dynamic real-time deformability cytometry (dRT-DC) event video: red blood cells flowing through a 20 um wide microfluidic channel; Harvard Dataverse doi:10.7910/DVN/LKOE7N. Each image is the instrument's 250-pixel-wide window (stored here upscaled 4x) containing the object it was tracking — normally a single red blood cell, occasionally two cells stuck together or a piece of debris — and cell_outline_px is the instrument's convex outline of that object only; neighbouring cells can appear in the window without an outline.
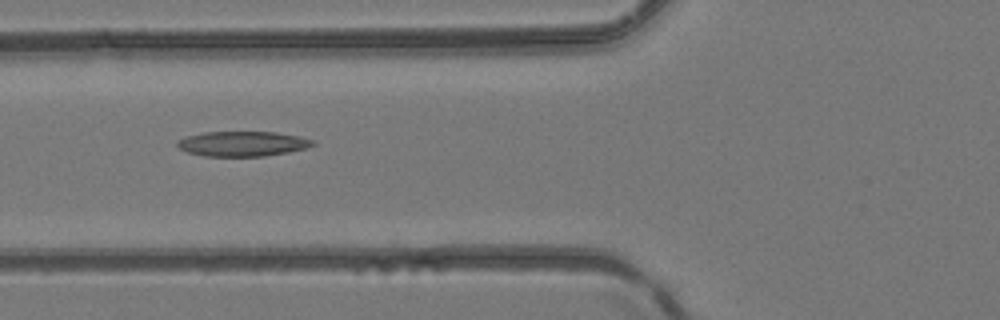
{"species": "common noctule bat (a hibernating species)", "species_latin": "Nyctalus noctula", "temperature_condition": "room temperature", "stored_images_in_passage": 4, "camera_frame_rate_fps": 3000, "um_per_image_px": 0.085, "animal": {"sex": "female", "body_mass_g": 24.6, "forearm_length_mm": 56.2}, "frame": {"image": 1, "passage_image": 3, "time_ms": 0.667, "image_size_px": [1000, 320], "cell_outline_px": [[316, 144], [304, 148], [288, 152], [264, 156], [204, 156], [188, 152], [180, 148], [176, 144], [176, 140], [184, 136], [204, 132], [276, 132], [300, 136], [312, 140]], "centroid_in_image_um": [20.58, 12.21], "position_along_channel_um": 105.2, "area_um2": 19.71}}
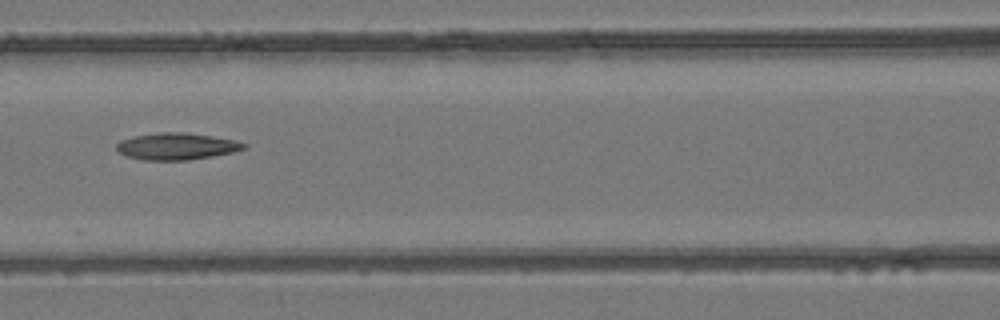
{"frame": {"image": 2, "passage_image": 4, "time_ms": 1.0, "image_size_px": [1000, 320], "cell_outline_px": [[248, 148], [232, 152], [212, 156], [188, 160], [144, 160], [124, 156], [116, 148], [116, 144], [120, 140], [132, 136], [160, 132], [184, 132], [212, 136], [236, 140], [248, 144]], "centroid_in_image_um": [15.01, 12.43], "position_along_channel_um": 151.6, "area_um2": 20.06}}